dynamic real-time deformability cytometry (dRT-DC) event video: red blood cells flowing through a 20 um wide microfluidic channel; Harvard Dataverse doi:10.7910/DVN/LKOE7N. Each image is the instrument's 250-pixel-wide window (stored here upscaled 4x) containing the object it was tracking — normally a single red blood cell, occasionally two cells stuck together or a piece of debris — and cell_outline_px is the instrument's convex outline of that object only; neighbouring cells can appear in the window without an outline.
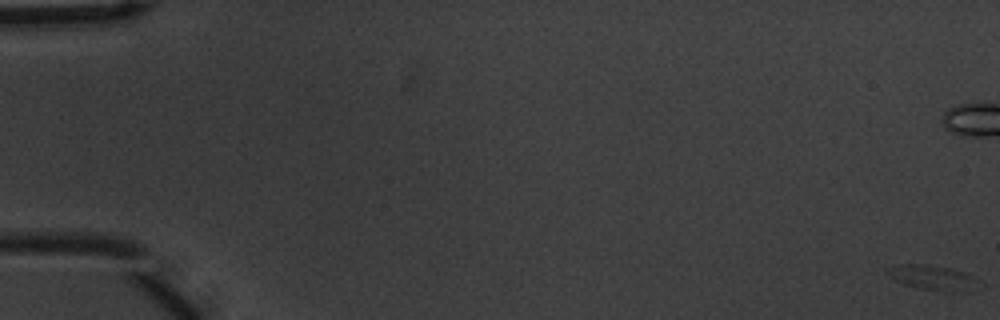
{"species": "common noctule bat (a hibernating species)", "species_latin": "Nyctalus noctula", "temperature_condition": "warm", "stored_images_in_passage": 59, "camera_frame_rate_fps": 3000, "um_per_image_px": 0.085, "animal": {"sex": "male", "body_mass_g": 20.1, "forearm_length_mm": 53.5}, "frame": {"image": 1, "passage_image": 1, "time_ms": 0.0, "image_size_px": [1000, 320], "cell_outline_px": [[976, 280], [960, 292], [944, 292], [916, 288], [904, 284], [896, 280], [884, 272], [884, 268], [900, 264], [928, 264], [952, 268], [964, 272], [972, 276]], "centroid_in_image_um": [79.1, 23.56], "position_along_channel_um": 5.9, "area_um2": 12.95}, "authors_computed_cell_mechanics": {"area_um2": 10.2306, "velocity_mm_per_s": 3.6282, "shape_relaxation_time_tau1_ms": 1.8547, "shape_relaxation_time_tau2_ms": null, "deformation_change_tau1": 0.1611, "deformation_change_tau2": null}}